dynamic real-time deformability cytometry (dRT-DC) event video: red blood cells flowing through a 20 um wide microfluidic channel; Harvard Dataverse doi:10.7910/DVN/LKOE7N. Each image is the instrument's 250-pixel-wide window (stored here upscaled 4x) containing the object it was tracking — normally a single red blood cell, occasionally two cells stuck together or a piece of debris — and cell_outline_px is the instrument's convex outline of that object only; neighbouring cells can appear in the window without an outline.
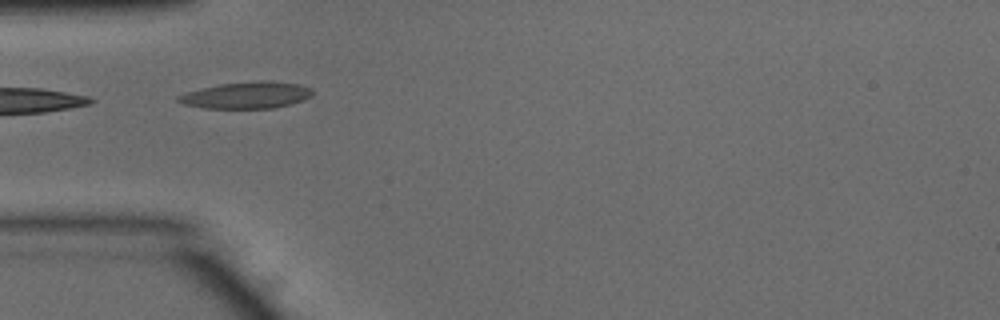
{"species": "common noctule bat (a hibernating species)", "species_latin": "Nyctalus noctula", "temperature_condition": "warm", "stored_images_in_passage": 7, "camera_frame_rate_fps": 3000, "um_per_image_px": 0.085, "animal": {"sex": "male", "body_mass_g": 15.6}, "frame": {"image": 1, "passage_image": 1, "time_ms": 0.0, "image_size_px": [1000, 320], "cell_outline_px": [[312, 96], [304, 100], [292, 104], [276, 108], [204, 108], [184, 104], [176, 100], [176, 96], [188, 92], [220, 84], [260, 80], [296, 84], [312, 88]], "centroid_in_image_um": [20.99, 8.1], "position_along_channel_um": 64.0, "area_um2": 20.69}}